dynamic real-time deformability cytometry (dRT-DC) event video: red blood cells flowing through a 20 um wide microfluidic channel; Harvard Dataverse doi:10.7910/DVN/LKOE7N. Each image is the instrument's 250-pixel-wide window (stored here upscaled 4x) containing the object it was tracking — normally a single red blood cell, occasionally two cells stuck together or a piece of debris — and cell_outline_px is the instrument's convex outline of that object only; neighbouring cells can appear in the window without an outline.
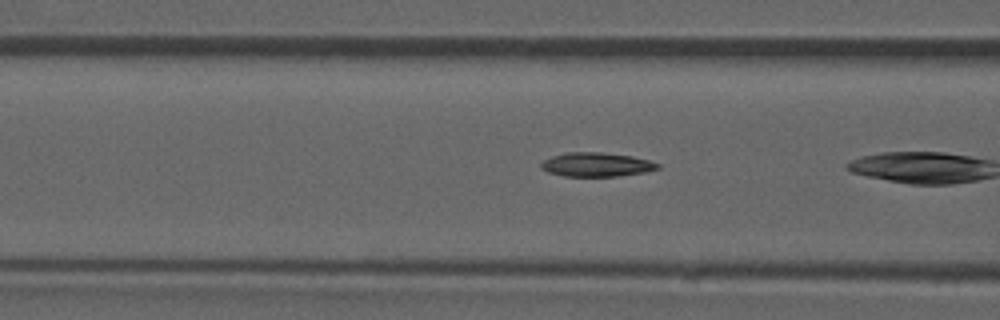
{"species": "common noctule bat (a hibernating species)", "species_latin": "Nyctalus noctula", "temperature_condition": "room temperature", "stored_images_in_passage": 5, "segment_of_instrument_passage": [2, 2], "camera_frame_rate_fps": 3000, "um_per_image_px": 0.085, "animal": {"sex": "male", "forearm_length_mm": 52.5}, "frame": {"image": 1, "passage_image": 4, "time_ms": 1.0, "image_size_px": [1000, 320], "cell_outline_px": [[660, 168], [644, 172], [616, 176], [564, 176], [548, 172], [540, 168], [540, 164], [544, 160], [552, 156], [568, 152], [600, 152], [632, 156], [648, 160], [660, 164]], "centroid_in_image_um": [50.68, 13.99], "position_along_channel_um": 115.9, "area_um2": 16.24}}